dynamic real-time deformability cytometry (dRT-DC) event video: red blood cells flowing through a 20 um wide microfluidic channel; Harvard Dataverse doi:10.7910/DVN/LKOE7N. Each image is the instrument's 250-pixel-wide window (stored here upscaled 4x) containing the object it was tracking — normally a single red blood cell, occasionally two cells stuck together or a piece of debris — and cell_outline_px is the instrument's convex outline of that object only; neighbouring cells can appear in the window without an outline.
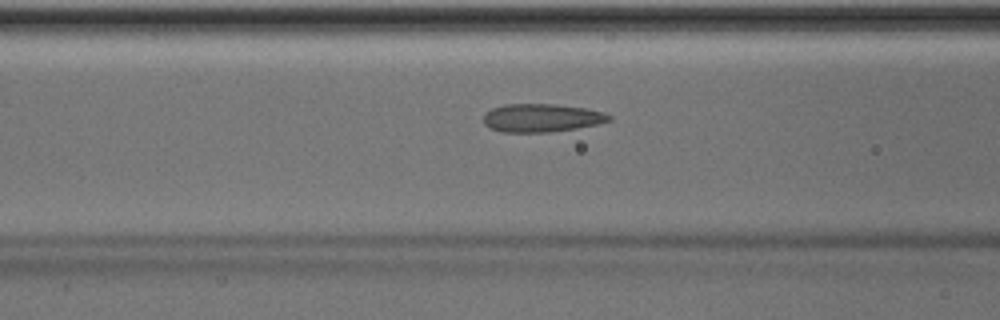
{"species": "Egyptian fruit bat (a non-hibernating species)", "species_latin": "Rousettus aegyptiacus", "temperature_condition": "room temperature", "stored_images_in_passage": 41, "camera_frame_rate_fps": 3000, "um_per_image_px": 0.085, "animal": {"sex": "male"}, "frame": {"image": 1, "passage_image": 11, "time_ms": 3.333, "image_size_px": [1000, 320], "cell_outline_px": [[612, 120], [596, 124], [576, 128], [548, 132], [500, 132], [484, 124], [484, 112], [492, 108], [504, 104], [556, 104], [584, 108], [604, 112], [612, 116]], "centroid_in_image_um": [46.02, 10.01], "position_along_channel_um": 120.6, "area_um2": 20.63}}
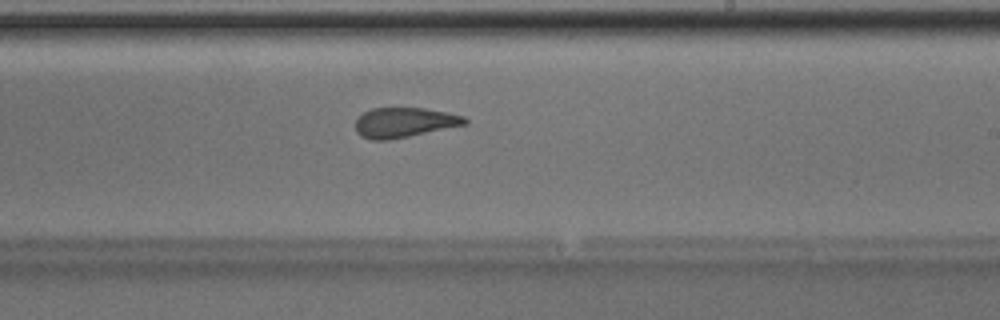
{"frame": {"image": 2, "passage_image": 21, "time_ms": 6.667, "image_size_px": [1000, 320], "cell_outline_px": [[468, 124], [388, 140], [372, 140], [360, 136], [356, 132], [356, 120], [364, 112], [372, 108], [424, 108], [448, 112], [464, 116], [468, 120]], "centroid_in_image_um": [34.37, 10.41], "position_along_channel_um": 254.6, "area_um2": 19.02}}
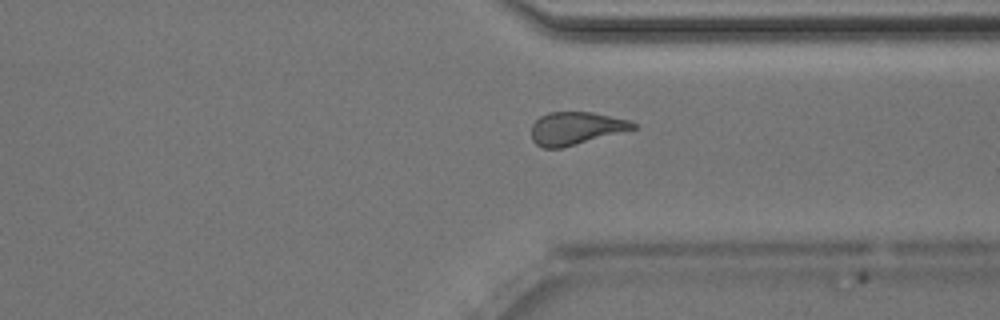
{"frame": {"image": 3, "passage_image": 29, "time_ms": 9.333, "image_size_px": [1000, 320], "cell_outline_px": [[636, 128], [564, 148], [544, 148], [536, 144], [532, 140], [532, 124], [540, 116], [548, 112], [592, 112], [628, 120], [636, 124]], "centroid_in_image_um": [48.91, 10.91], "position_along_channel_um": 362.5, "area_um2": 19.36}, "authors_computed_cell_mechanics": {"area_um2": 20.1722, "velocity_mm_per_s": 4.0294, "shape_relaxation_time_tau1_ms": 6.4845, "shape_relaxation_time_tau2_ms": 1.478, "deformation_change_tau1": 0.147, "deformation_change_tau2": 0.0896}}